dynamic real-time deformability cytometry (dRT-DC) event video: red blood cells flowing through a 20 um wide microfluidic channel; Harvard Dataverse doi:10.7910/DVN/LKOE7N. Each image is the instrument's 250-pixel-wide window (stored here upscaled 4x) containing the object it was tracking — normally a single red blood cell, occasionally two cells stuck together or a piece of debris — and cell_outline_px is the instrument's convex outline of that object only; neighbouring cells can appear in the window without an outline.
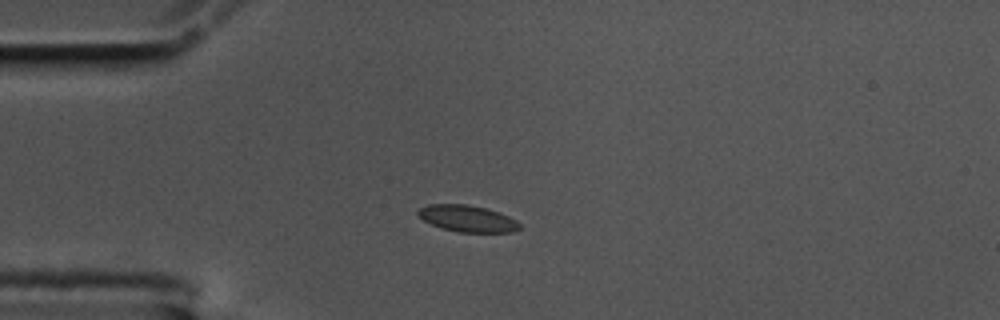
{"species": "common noctule bat (a hibernating species)", "species_latin": "Nyctalus noctula", "temperature_condition": "cold", "stored_images_in_passage": 13, "camera_frame_rate_fps": 3000, "um_per_image_px": 0.085, "animal": {"sex": "male", "body_mass_g": 17.5, "forearm_length_mm": 52.3}, "frame": {"image": 1, "passage_image": 1, "time_ms": 0.0, "image_size_px": [1000, 320], "cell_outline_px": [[520, 228], [512, 232], [456, 232], [440, 228], [424, 220], [416, 212], [420, 208], [428, 204], [464, 204], [484, 208], [500, 212], [516, 220], [520, 224]], "centroid_in_image_um": [39.73, 18.58], "position_along_channel_um": 45.3, "area_um2": 15.66}}
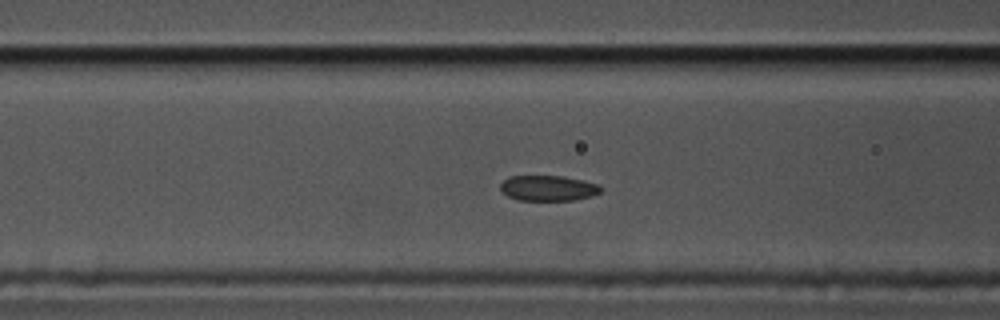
{"frame": {"image": 2, "passage_image": 9, "time_ms": 2.667, "image_size_px": [1000, 320], "cell_outline_px": [[604, 188], [600, 192], [592, 196], [572, 200], [516, 200], [508, 196], [500, 188], [500, 184], [508, 176], [564, 176], [600, 184]], "centroid_in_image_um": [46.62, 15.99], "position_along_channel_um": 120.0, "area_um2": 14.97}}
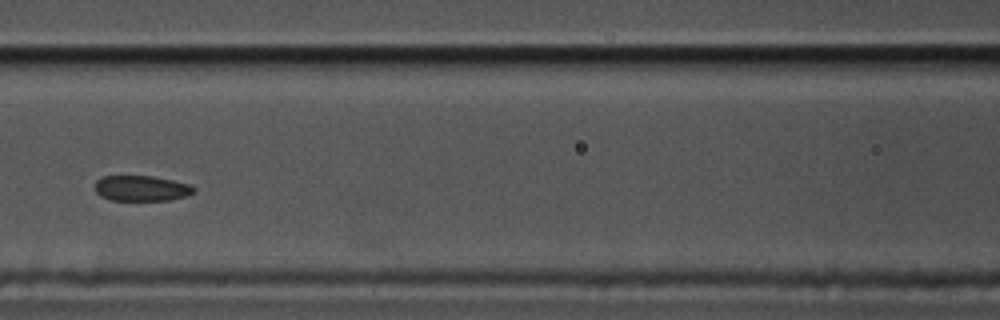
{"frame": {"image": 3, "passage_image": 12, "time_ms": 3.667, "image_size_px": [1000, 320], "cell_outline_px": [[196, 192], [184, 196], [168, 200], [112, 200], [100, 196], [96, 192], [96, 180], [100, 176], [152, 176], [172, 180], [188, 184], [196, 188]], "centroid_in_image_um": [12.01, 16.0], "position_along_channel_um": 154.6, "area_um2": 14.62}}